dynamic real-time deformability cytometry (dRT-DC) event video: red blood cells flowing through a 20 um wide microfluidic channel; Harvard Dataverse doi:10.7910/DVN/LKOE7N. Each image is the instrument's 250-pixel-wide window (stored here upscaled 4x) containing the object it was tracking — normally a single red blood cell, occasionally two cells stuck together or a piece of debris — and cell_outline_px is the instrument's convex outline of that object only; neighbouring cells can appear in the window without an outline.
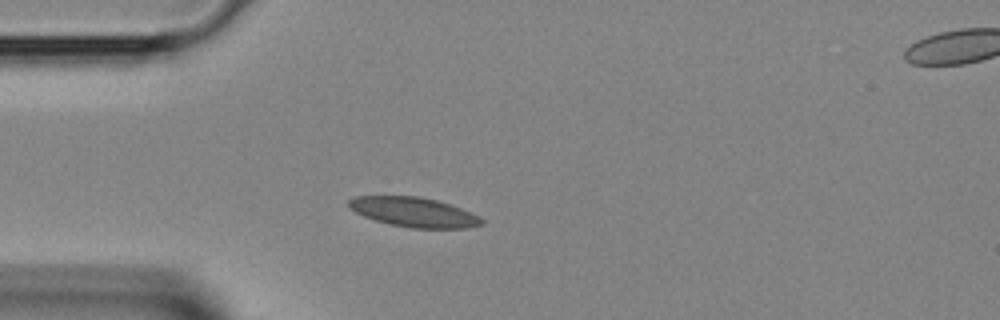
{"species": "Egyptian fruit bat (a non-hibernating species)", "species_latin": "Rousettus aegyptiacus", "temperature_condition": "room temperature", "stored_images_in_passage": 2, "segment_of_instrument_passage": [1, 2], "camera_frame_rate_fps": 3000, "um_per_image_px": 0.085, "animal": {"sex": "female"}, "frame": {"image": 1, "passage_image": 1, "time_ms": 0.0, "image_size_px": [1000, 320], "cell_outline_px": [[484, 224], [468, 228], [412, 228], [388, 224], [364, 216], [348, 208], [348, 200], [356, 196], [416, 196], [436, 200], [460, 208], [484, 220]], "centroid_in_image_um": [35.14, 18.03], "position_along_channel_um": 49.9, "area_um2": 22.72}}